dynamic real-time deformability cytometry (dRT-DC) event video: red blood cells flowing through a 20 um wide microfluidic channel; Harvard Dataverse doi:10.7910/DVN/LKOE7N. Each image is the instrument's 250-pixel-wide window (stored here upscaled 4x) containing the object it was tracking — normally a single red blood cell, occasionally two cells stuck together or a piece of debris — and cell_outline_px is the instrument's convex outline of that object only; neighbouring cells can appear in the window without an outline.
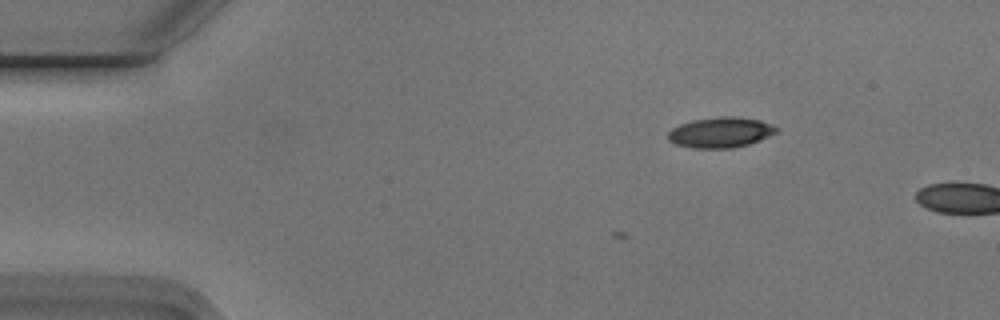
{"species": "Egyptian fruit bat (a non-hibernating species)", "species_latin": "Rousettus aegyptiacus", "temperature_condition": "cold", "stored_images_in_passage": 3, "camera_frame_rate_fps": 3000, "um_per_image_px": 0.085, "animal": {"sex": "male"}, "frame": {"image": 1, "passage_image": 3, "time_ms": 0.667, "image_size_px": [1000, 320], "cell_outline_px": [[780, 132], [748, 144], [732, 148], [692, 148], [676, 144], [668, 140], [668, 132], [672, 128], [680, 124], [692, 120], [720, 116], [732, 116], [760, 120], [772, 124], [780, 128]], "centroid_in_image_um": [61.28, 11.25], "position_along_channel_um": 23.7, "area_um2": 19.36}}